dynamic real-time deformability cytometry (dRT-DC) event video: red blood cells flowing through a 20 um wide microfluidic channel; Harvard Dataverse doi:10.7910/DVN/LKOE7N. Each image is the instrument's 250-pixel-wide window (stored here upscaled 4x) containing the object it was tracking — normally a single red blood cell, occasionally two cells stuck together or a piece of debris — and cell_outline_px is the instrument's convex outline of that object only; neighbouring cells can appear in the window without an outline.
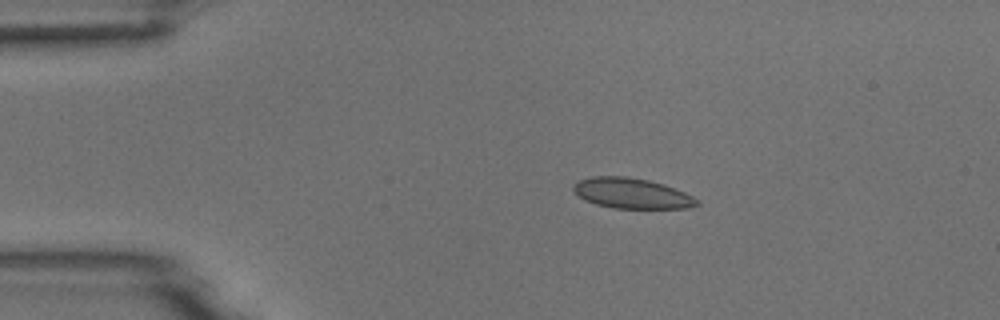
{"species": "common noctule bat (a hibernating species)", "species_latin": "Nyctalus noctula", "temperature_condition": "room temperature", "stored_images_in_passage": 4, "camera_frame_rate_fps": 3000, "um_per_image_px": 0.085, "animal": {"sex": "male", "body_mass_g": 18.8}, "frame": {"image": 1, "passage_image": 2, "time_ms": 1.333, "image_size_px": [1000, 320], "cell_outline_px": [[700, 204], [688, 208], [616, 208], [596, 204], [584, 200], [572, 188], [572, 184], [580, 180], [592, 176], [628, 176], [648, 180], [664, 184], [684, 192], [700, 200]], "centroid_in_image_um": [53.71, 16.42], "position_along_channel_um": 31.3, "area_um2": 21.85}}
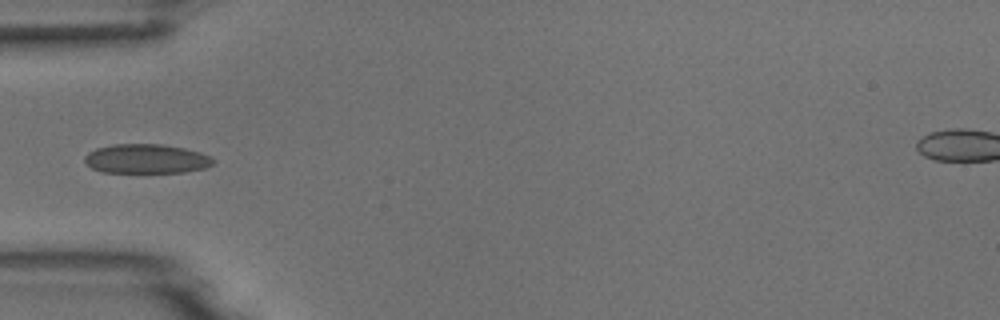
{"frame": {"image": 2, "passage_image": 3, "time_ms": 3.667, "image_size_px": [1000, 320], "cell_outline_px": [[216, 160], [212, 164], [204, 168], [184, 172], [100, 172], [92, 168], [84, 160], [84, 156], [88, 152], [96, 148], [112, 144], [160, 144], [184, 148], [200, 152], [212, 156]], "centroid_in_image_um": [12.44, 13.49], "position_along_channel_um": 72.6, "area_um2": 22.02}}